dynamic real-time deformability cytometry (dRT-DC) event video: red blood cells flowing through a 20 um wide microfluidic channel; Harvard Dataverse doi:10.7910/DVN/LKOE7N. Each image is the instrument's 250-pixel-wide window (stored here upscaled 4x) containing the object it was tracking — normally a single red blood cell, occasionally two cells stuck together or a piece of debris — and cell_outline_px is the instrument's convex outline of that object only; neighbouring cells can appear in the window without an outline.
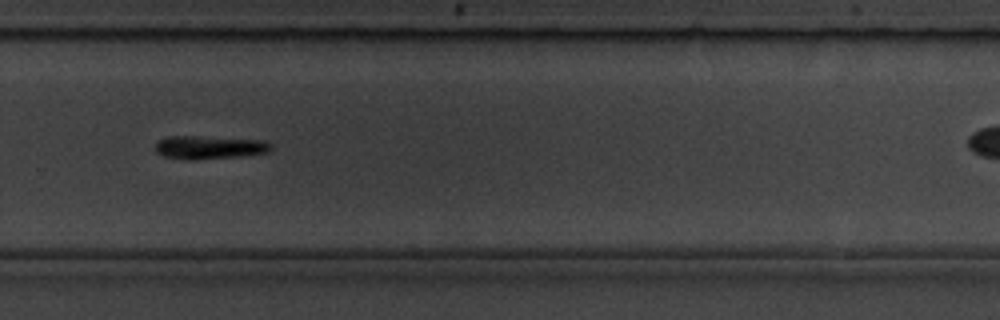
{"species": "common noctule bat (a hibernating species)", "species_latin": "Nyctalus noctula", "temperature_condition": "room temperature", "stored_images_in_passage": 13, "camera_frame_rate_fps": 3000, "um_per_image_px": 0.085, "animal": {"sex": "male", "body_mass_g": 19.5, "forearm_length_mm": 54.6}, "frame": {"image": 1, "passage_image": 8, "time_ms": 8.0, "image_size_px": [1000, 320], "cell_outline_px": [[272, 148], [268, 152], [240, 156], [192, 160], [184, 160], [164, 156], [156, 152], [156, 140], [168, 136], [200, 136], [268, 140], [272, 144]], "centroid_in_image_um": [17.8, 12.51], "position_along_channel_um": 312.0, "area_um2": 15.95}, "authors_computed_cell_mechanics": {"area_um2": 16.0106, "velocity_mm_per_s": 3.7296, "shape_relaxation_time_tau1_ms": 0.7677, "shape_relaxation_time_tau2_ms": null, "deformation_change_tau1": 0.0863, "deformation_change_tau2": null}}